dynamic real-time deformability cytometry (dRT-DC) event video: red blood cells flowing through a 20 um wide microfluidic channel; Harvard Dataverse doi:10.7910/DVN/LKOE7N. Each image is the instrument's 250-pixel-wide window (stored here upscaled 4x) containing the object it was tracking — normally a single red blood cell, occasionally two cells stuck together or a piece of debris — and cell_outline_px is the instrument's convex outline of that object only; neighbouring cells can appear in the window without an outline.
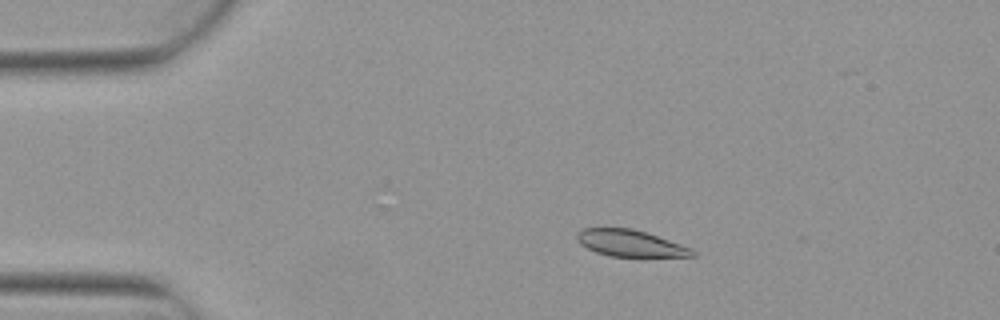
{"species": "Egyptian fruit bat (a non-hibernating species)", "species_latin": "Rousettus aegyptiacus", "temperature_condition": "warm", "stored_images_in_passage": 6, "camera_frame_rate_fps": 3000, "um_per_image_px": 0.085, "animal": {"sex": "female"}, "frame": {"image": 1, "passage_image": 2, "time_ms": 0.333, "image_size_px": [1000, 320], "cell_outline_px": [[696, 256], [644, 260], [608, 256], [596, 252], [580, 244], [576, 236], [576, 232], [580, 228], [632, 228], [692, 248], [696, 252]], "centroid_in_image_um": [53.64, 20.75], "position_along_channel_um": 31.4, "area_um2": 18.96}}
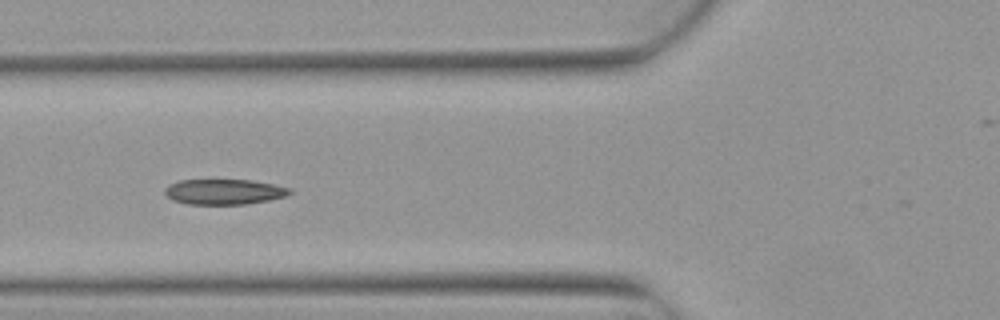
{"frame": {"image": 2, "passage_image": 5, "time_ms": 1.333, "image_size_px": [1000, 320], "cell_outline_px": [[292, 192], [284, 196], [268, 200], [244, 204], [188, 204], [172, 200], [164, 192], [164, 188], [168, 184], [180, 180], [252, 180], [292, 188]], "centroid_in_image_um": [19.02, 16.29], "position_along_channel_um": 106.8, "area_um2": 18.38}}
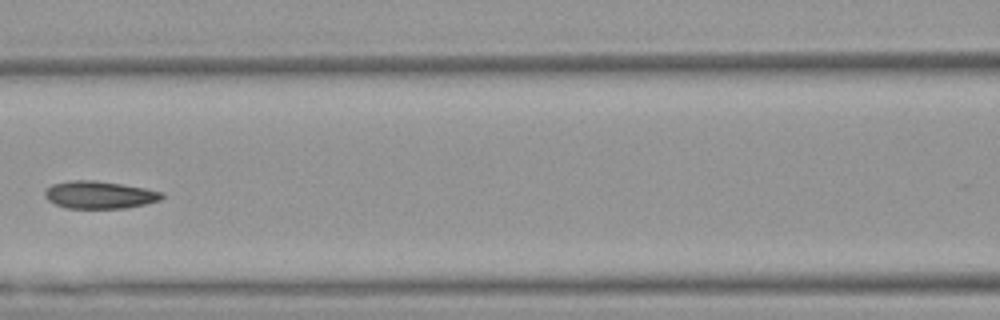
{"frame": {"image": 3, "passage_image": 6, "time_ms": 1.667, "image_size_px": [1000, 320], "cell_outline_px": [[164, 196], [160, 200], [128, 208], [68, 208], [56, 204], [48, 200], [44, 196], [44, 192], [52, 184], [72, 180], [96, 180], [144, 188], [164, 192]], "centroid_in_image_um": [8.46, 16.56], "position_along_channel_um": 158.1, "area_um2": 18.67}}